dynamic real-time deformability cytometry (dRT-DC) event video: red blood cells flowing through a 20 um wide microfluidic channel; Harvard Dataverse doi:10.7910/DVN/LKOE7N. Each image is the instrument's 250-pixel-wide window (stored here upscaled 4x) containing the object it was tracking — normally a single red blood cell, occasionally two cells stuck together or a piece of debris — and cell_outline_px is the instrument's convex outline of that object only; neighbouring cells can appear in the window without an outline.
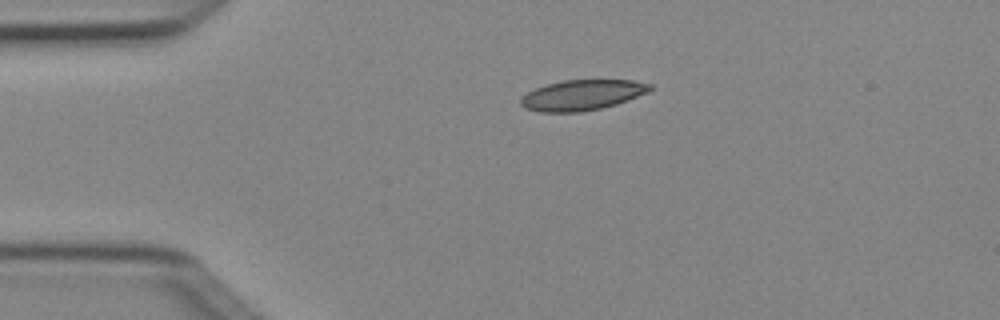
{"species": "Egyptian fruit bat (a non-hibernating species)", "species_latin": "Rousettus aegyptiacus", "temperature_condition": "cold", "stored_images_in_passage": 2, "camera_frame_rate_fps": 3000, "um_per_image_px": 0.085, "animal": {"sex": "female"}, "frame": {"image": 1, "passage_image": 1, "time_ms": 0.0, "image_size_px": [1000, 320], "cell_outline_px": [[652, 88], [648, 92], [616, 104], [600, 108], [580, 112], [540, 112], [524, 108], [520, 104], [520, 100], [528, 92], [536, 88], [548, 84], [564, 80], [632, 80], [652, 84]], "centroid_in_image_um": [49.48, 8.08], "position_along_channel_um": 35.5, "area_um2": 22.72}}